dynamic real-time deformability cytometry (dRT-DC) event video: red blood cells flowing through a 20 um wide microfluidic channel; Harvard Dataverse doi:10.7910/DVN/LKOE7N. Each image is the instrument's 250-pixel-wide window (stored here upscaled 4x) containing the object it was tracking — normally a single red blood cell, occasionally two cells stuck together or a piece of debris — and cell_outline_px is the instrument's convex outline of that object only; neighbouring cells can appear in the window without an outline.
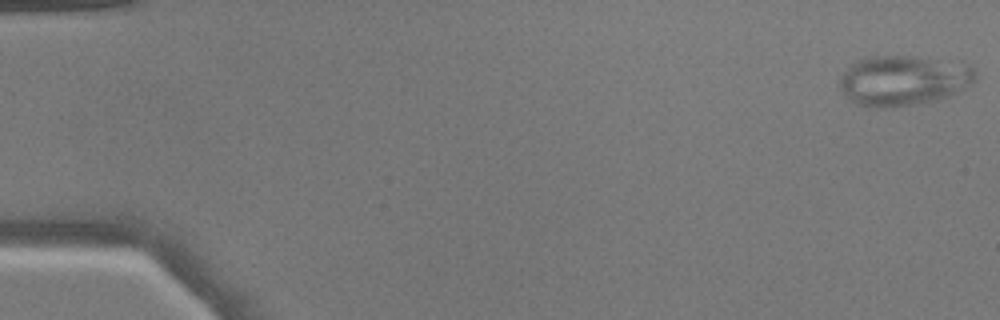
{"species": "common noctule bat (a hibernating species)", "species_latin": "Nyctalus noctula", "temperature_condition": "warm", "stored_images_in_passage": 13, "camera_frame_rate_fps": 3000, "um_per_image_px": 0.085, "animal": {"sex": "male", "body_mass_g": 17.9}, "frame": {"image": 1, "passage_image": 1, "time_ms": 0.0, "image_size_px": [1000, 320], "cell_outline_px": [[976, 80], [972, 84], [948, 96], [936, 100], [892, 108], [880, 108], [860, 104], [852, 100], [840, 88], [840, 76], [856, 60], [880, 56], [908, 56], [964, 60], [976, 72]], "centroid_in_image_um": [76.88, 6.81], "position_along_channel_um": 8.1, "area_um2": 39.82}}